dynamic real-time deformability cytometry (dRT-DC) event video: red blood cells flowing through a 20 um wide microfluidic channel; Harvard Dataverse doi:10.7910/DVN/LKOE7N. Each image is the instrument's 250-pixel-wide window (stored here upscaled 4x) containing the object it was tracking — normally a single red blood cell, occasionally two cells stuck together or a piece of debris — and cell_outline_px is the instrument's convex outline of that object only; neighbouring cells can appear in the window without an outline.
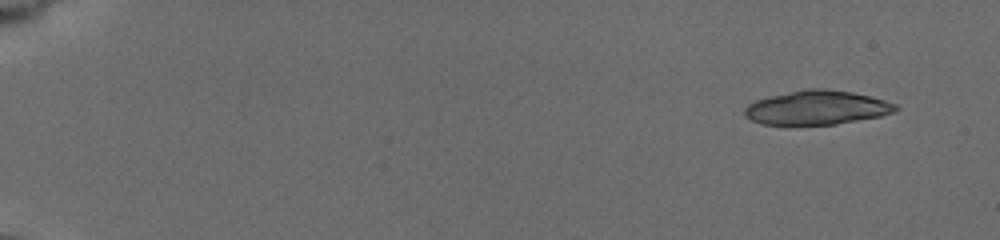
{"species": "common noctule bat (a hibernating species)", "species_latin": "Nyctalus noctula", "temperature_condition": "cold", "stored_images_in_passage": 11, "camera_frame_rate_fps": 3000, "um_per_image_px": 0.085, "animal": {"sex": "female", "body_mass_g": 19.5, "forearm_length_mm": 54.1}, "frame": {"image": 1, "passage_image": 1, "time_ms": 0.0, "image_size_px": [1000, 240], "cell_outline_px": [[900, 108], [896, 112], [880, 116], [836, 124], [788, 128], [764, 124], [752, 120], [744, 116], [744, 108], [748, 104], [756, 100], [772, 96], [808, 88], [824, 88], [852, 92], [872, 96], [896, 104]], "centroid_in_image_um": [69.42, 9.19], "position_along_channel_um": 15.6, "area_um2": 30.87}}
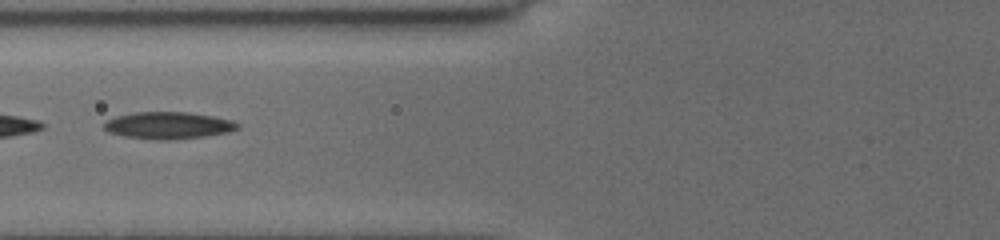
{"frame": {"image": 2, "passage_image": 10, "time_ms": 7.0, "image_size_px": [1000, 240], "cell_outline_px": [[240, 128], [228, 132], [204, 136], [172, 140], [152, 140], [124, 136], [108, 132], [104, 128], [104, 124], [108, 120], [116, 116], [136, 112], [188, 112], [212, 116], [232, 120], [240, 124]], "centroid_in_image_um": [14.32, 10.66], "position_along_channel_um": 111.5, "area_um2": 21.04}}